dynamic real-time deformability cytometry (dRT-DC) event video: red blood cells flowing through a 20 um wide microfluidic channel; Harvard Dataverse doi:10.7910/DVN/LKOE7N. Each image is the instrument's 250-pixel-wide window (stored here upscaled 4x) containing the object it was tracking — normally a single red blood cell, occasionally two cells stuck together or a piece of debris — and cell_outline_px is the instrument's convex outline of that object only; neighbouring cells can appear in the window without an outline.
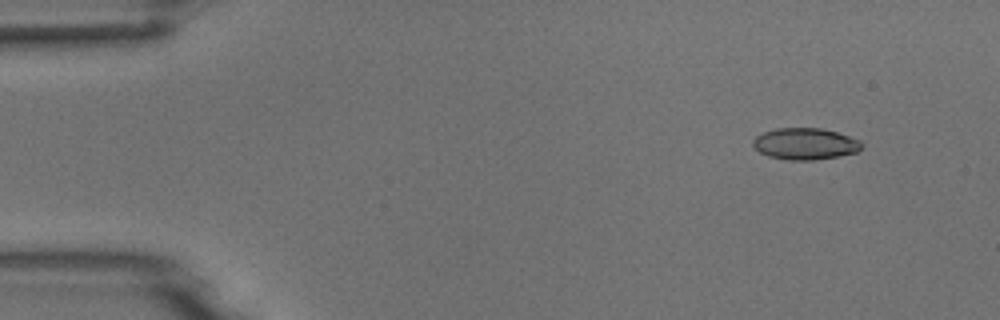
{"species": "common noctule bat (a hibernating species)", "species_latin": "Nyctalus noctula", "temperature_condition": "room temperature", "stored_images_in_passage": 4, "camera_frame_rate_fps": 3000, "um_per_image_px": 0.085, "animal": {"sex": "male", "body_mass_g": 18.8}, "frame": {"image": 1, "passage_image": 2, "time_ms": 1.333, "image_size_px": [1000, 320], "cell_outline_px": [[864, 144], [856, 152], [836, 156], [812, 160], [788, 160], [768, 156], [760, 152], [752, 144], [752, 140], [756, 136], [764, 132], [776, 128], [820, 128], [836, 132], [860, 140]], "centroid_in_image_um": [68.42, 12.22], "position_along_channel_um": 16.6, "area_um2": 19.83}}